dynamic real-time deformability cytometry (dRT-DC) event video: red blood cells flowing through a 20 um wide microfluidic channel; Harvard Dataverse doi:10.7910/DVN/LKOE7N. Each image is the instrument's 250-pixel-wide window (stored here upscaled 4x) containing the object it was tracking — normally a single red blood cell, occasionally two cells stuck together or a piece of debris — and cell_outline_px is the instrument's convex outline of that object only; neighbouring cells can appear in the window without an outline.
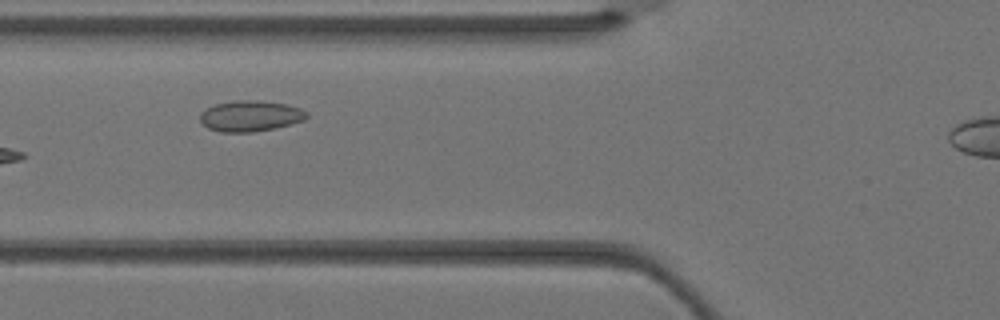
{"species": "Egyptian fruit bat (a non-hibernating species)", "species_latin": "Rousettus aegyptiacus", "temperature_condition": "warm", "stored_images_in_passage": 7, "camera_frame_rate_fps": 3000, "um_per_image_px": 0.085, "animal": {"sex": "female"}, "frame": {"image": 1, "passage_image": 5, "time_ms": 1.333, "image_size_px": [1000, 320], "cell_outline_px": [[308, 116], [304, 120], [272, 128], [252, 132], [220, 132], [208, 128], [200, 120], [200, 112], [216, 104], [236, 100], [256, 100], [288, 104], [300, 108], [308, 112]], "centroid_in_image_um": [21.28, 9.85], "position_along_channel_um": 104.5, "area_um2": 19.02}}